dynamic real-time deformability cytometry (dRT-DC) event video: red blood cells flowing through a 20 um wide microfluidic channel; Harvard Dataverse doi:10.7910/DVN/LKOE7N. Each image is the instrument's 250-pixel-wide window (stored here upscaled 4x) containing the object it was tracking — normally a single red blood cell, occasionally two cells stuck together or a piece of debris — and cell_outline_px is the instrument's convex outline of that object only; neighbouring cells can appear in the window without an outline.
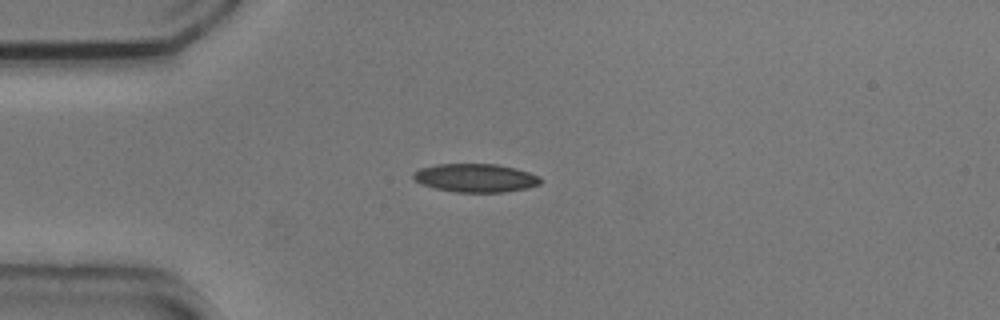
{"species": "common noctule bat (a hibernating species)", "species_latin": "Nyctalus noctula", "temperature_condition": "cold", "stored_images_in_passage": 3, "camera_frame_rate_fps": 3000, "um_per_image_px": 0.085, "animal": {"sex": "male", "body_mass_g": 20.5, "forearm_length_mm": 52.5}, "frame": {"image": 1, "passage_image": 1, "time_ms": 0.0, "image_size_px": [1000, 320], "cell_outline_px": [[544, 180], [540, 184], [524, 188], [504, 192], [456, 192], [432, 188], [420, 184], [412, 176], [412, 172], [420, 168], [436, 164], [496, 164], [516, 168], [540, 176]], "centroid_in_image_um": [40.4, 15.12], "position_along_channel_um": 44.6, "area_um2": 21.21}}